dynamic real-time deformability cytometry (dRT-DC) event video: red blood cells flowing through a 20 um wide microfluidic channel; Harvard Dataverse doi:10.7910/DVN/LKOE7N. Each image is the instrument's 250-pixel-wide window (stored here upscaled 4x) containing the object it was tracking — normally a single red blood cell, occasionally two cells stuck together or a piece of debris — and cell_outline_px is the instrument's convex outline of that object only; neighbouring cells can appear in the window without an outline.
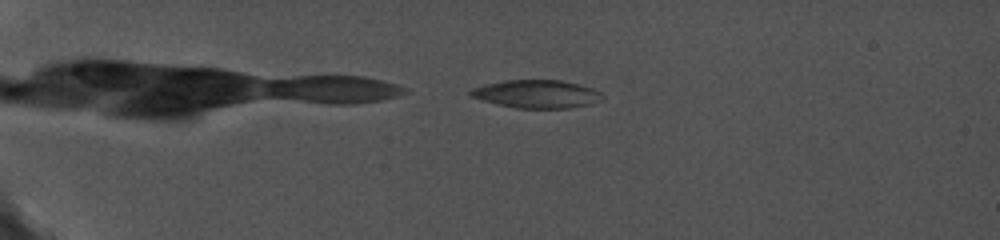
{"species": "common noctule bat (a hibernating species)", "species_latin": "Nyctalus noctula", "temperature_condition": "cold", "stored_images_in_passage": 17, "camera_frame_rate_fps": 5000, "um_per_image_px": 0.085, "animal": {"sex": "female", "body_mass_g": 19.0, "forearm_length_mm": 56.7}, "frame": {"image": 1, "passage_image": 2, "time_ms": 0.8, "image_size_px": [1000, 240], "cell_outline_px": [[600, 92], [584, 104], [564, 108], [520, 108], [500, 104], [484, 100], [472, 96], [468, 92], [476, 88], [488, 84], [508, 80], [560, 80], [576, 84]], "centroid_in_image_um": [45.47, 7.97], "position_along_channel_um": 39.5, "area_um2": 20.0}}
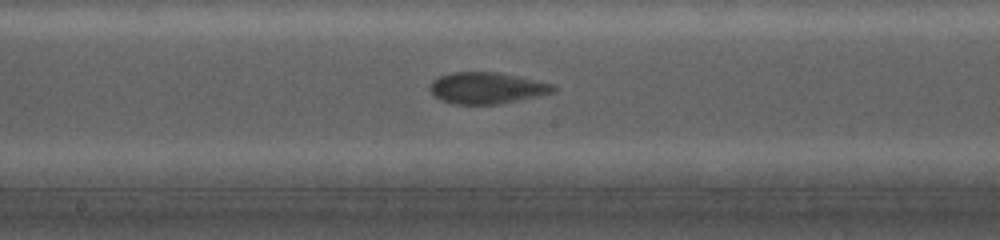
{"frame": {"image": 2, "passage_image": 10, "time_ms": 7.4, "image_size_px": [1000, 240], "cell_outline_px": [[556, 88], [552, 92], [492, 104], [456, 104], [444, 100], [436, 96], [432, 92], [432, 84], [440, 76], [452, 72], [496, 72], [552, 84]], "centroid_in_image_um": [41.34, 7.46], "position_along_channel_um": 206.9, "area_um2": 21.39}}
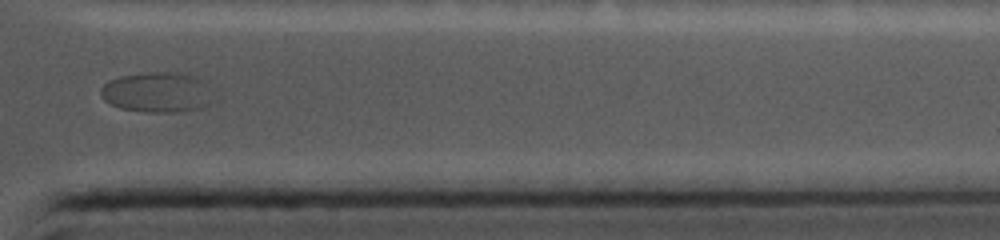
{"frame": {"image": 3, "passage_image": 16, "time_ms": 12.6, "image_size_px": [1000, 240], "cell_outline_px": [[208, 104], [196, 108], [180, 112], [148, 112], [120, 108], [104, 100], [100, 92], [100, 88], [108, 80], [120, 76], [148, 72], [176, 72], [192, 76], [200, 80]], "centroid_in_image_um": [13.18, 7.84], "position_along_channel_um": 398.2, "area_um2": 25.32}}